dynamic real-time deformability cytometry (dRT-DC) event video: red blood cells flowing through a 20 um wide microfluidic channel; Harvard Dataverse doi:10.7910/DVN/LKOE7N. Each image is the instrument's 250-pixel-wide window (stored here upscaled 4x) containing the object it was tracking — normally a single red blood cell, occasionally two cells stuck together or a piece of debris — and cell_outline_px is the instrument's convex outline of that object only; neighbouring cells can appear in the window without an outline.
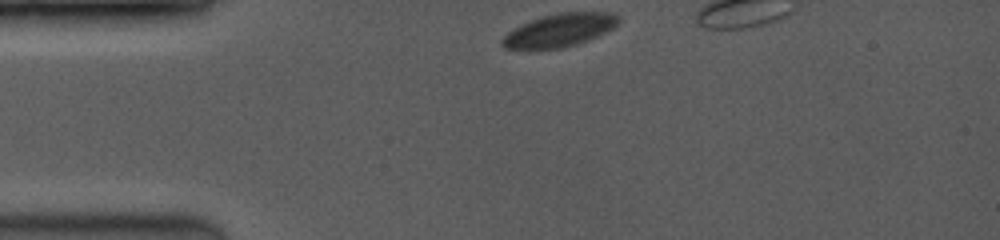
{"species": "common noctule bat (a hibernating species)", "species_latin": "Nyctalus noctula", "temperature_condition": "room temperature", "stored_images_in_passage": 39, "camera_frame_rate_fps": 3500, "um_per_image_px": 0.085, "animal": {"sex": "female", "body_mass_g": 19.0, "forearm_length_mm": 53.3}, "frame": {"image": 1, "passage_image": 1, "time_ms": 0.0, "image_size_px": [1000, 240], "cell_outline_px": [[620, 20], [612, 28], [588, 40], [576, 44], [560, 48], [504, 48], [500, 44], [500, 40], [512, 28], [520, 24], [544, 16], [560, 12], [612, 12]], "centroid_in_image_um": [47.52, 2.56], "position_along_channel_um": 37.5, "area_um2": 22.02}}
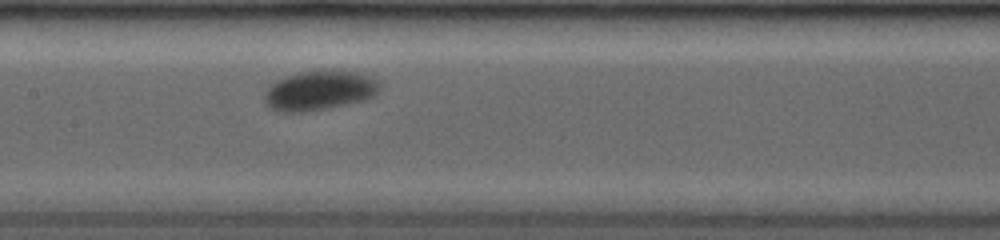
{"frame": {"image": 2, "passage_image": 17, "time_ms": 4.571, "image_size_px": [1000, 240], "cell_outline_px": [[380, 88], [372, 96], [364, 100], [304, 112], [276, 112], [268, 108], [264, 100], [264, 92], [276, 80], [284, 76], [300, 72], [356, 72], [372, 76], [380, 84]], "centroid_in_image_um": [27.09, 7.71], "position_along_channel_um": 180.3, "area_um2": 26.13}}
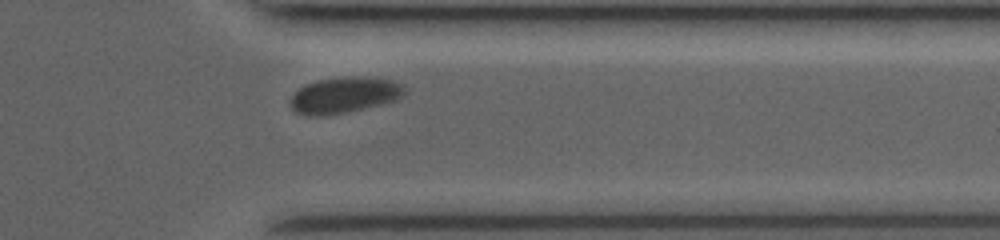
{"frame": {"image": 3, "passage_image": 35, "time_ms": 9.714, "image_size_px": [1000, 240], "cell_outline_px": [[408, 92], [404, 96], [380, 104], [348, 112], [324, 116], [308, 116], [296, 112], [292, 108], [292, 96], [300, 88], [316, 80], [344, 76], [364, 76], [392, 80], [404, 84], [408, 88]], "centroid_in_image_um": [29.33, 8.07], "position_along_channel_um": 382.1, "area_um2": 24.1}}